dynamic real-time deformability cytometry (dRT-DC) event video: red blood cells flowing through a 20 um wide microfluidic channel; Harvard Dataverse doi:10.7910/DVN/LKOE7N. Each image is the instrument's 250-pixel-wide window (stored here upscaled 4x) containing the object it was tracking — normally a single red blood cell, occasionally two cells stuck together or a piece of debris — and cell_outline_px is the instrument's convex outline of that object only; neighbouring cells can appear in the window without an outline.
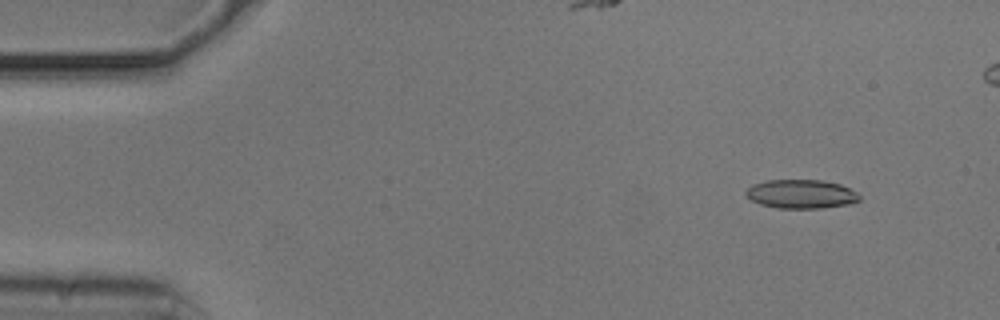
{"species": "common noctule bat (a hibernating species)", "species_latin": "Nyctalus noctula", "temperature_condition": "cold", "stored_images_in_passage": 15, "camera_frame_rate_fps": 3000, "um_per_image_px": 0.085, "animal": {"sex": "male", "body_mass_g": 20.5, "forearm_length_mm": 52.5}, "frame": {"image": 1, "passage_image": 5, "time_ms": 1.333, "image_size_px": [1000, 320], "cell_outline_px": [[860, 200], [848, 204], [824, 208], [776, 208], [760, 204], [752, 200], [744, 192], [752, 184], [768, 180], [820, 180], [840, 184], [856, 192], [860, 196]], "centroid_in_image_um": [68.09, 16.49], "position_along_channel_um": 16.9, "area_um2": 19.02}}